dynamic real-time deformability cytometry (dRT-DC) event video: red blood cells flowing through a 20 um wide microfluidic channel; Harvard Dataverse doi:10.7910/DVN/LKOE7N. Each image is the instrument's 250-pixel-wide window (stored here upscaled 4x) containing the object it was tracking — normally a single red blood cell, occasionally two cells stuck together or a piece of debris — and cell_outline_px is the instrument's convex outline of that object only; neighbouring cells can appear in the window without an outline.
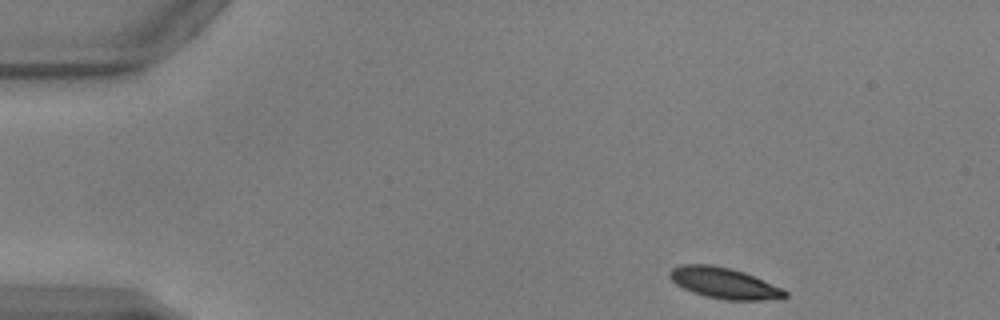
{"species": "common noctule bat (a hibernating species)", "species_latin": "Nyctalus noctula", "temperature_condition": "warm", "stored_images_in_passage": 46, "camera_frame_rate_fps": 3000, "um_per_image_px": 0.085, "animal": {"sex": "male", "body_mass_g": 17.9, "forearm_length_mm": 54.2}, "frame": {"image": 1, "passage_image": 1, "time_ms": 0.0, "image_size_px": [1000, 320], "cell_outline_px": [[788, 296], [784, 300], [724, 300], [704, 296], [692, 292], [676, 284], [668, 276], [668, 272], [672, 268], [680, 264], [708, 264], [732, 268], [744, 272], [780, 288], [788, 292]], "centroid_in_image_um": [61.55, 24.07], "position_along_channel_um": 23.4, "area_um2": 20.98}}
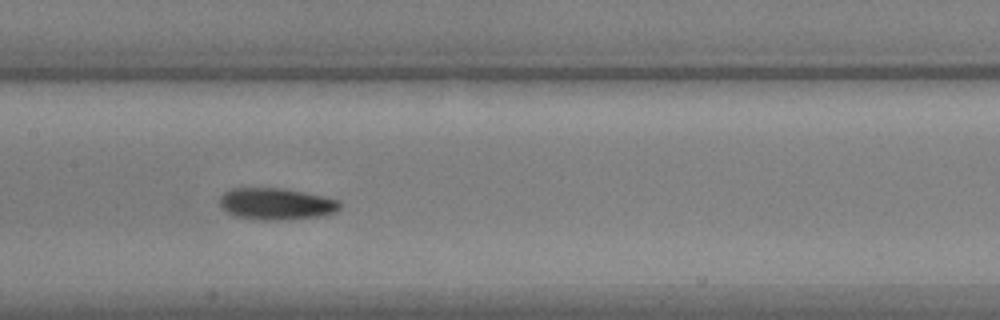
{"frame": {"image": 2, "passage_image": 20, "time_ms": 6.333, "image_size_px": [1000, 320], "cell_outline_px": [[340, 208], [336, 212], [324, 216], [280, 220], [264, 220], [232, 216], [220, 208], [220, 196], [224, 192], [232, 188], [280, 188], [304, 192], [324, 196], [340, 200]], "centroid_in_image_um": [23.47, 17.34], "position_along_channel_um": 183.9, "area_um2": 22.48}}
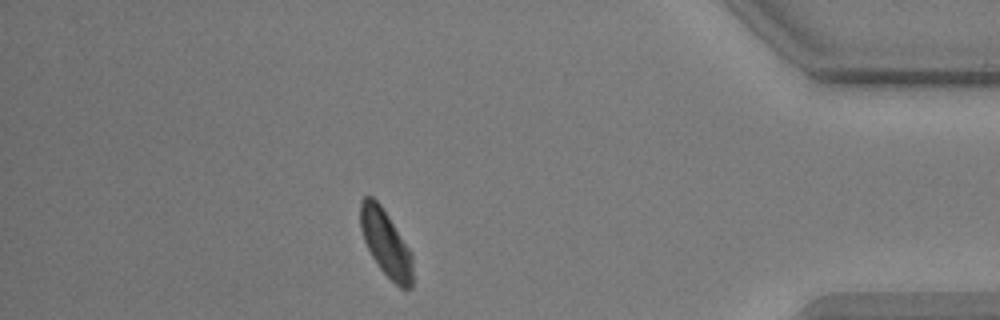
{"frame": {"image": 3, "passage_image": 40, "time_ms": 13.0, "image_size_px": [1000, 320], "cell_outline_px": [[412, 288], [400, 288], [380, 268], [372, 256], [364, 240], [360, 228], [360, 200], [364, 196], [372, 196], [380, 204], [412, 252]], "centroid_in_image_um": [32.79, 20.64], "position_along_channel_um": 402.4, "area_um2": 20.06}, "authors_computed_cell_mechanics": {"area_um2": 21.2415, "velocity_mm_per_s": 3.8414, "shape_relaxation_time_tau1_ms": 4.1656, "shape_relaxation_time_tau2_ms": 6.1738, "deformation_change_tau1": 0.1102, "deformation_change_tau2": 0.1043}}